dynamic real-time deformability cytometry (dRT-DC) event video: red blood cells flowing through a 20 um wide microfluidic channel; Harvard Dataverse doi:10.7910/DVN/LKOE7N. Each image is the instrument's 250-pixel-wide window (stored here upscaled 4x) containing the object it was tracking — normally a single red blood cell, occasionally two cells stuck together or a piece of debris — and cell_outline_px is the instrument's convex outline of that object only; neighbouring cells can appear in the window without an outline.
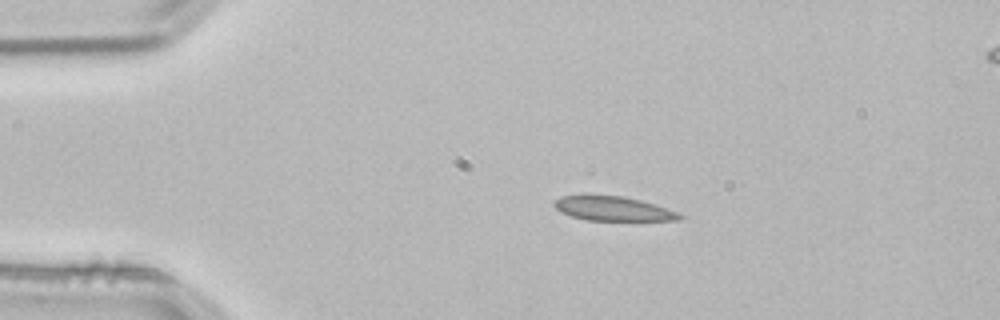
{"species": "common noctule bat (a hibernating species)", "species_latin": "Nyctalus noctula", "temperature_condition": "room temperature", "stored_images_in_passage": 43, "camera_frame_rate_fps": 3000, "um_per_image_px": 0.085, "animal": {"sex": "male", "body_mass_g": 21.5, "forearm_length_mm": 52.0}, "frame": {"image": 1, "passage_image": 1, "time_ms": 0.0, "image_size_px": [1000, 320], "cell_outline_px": [[688, 216], [680, 220], [588, 220], [572, 216], [560, 212], [552, 204], [560, 196], [580, 192], [588, 192], [624, 196], [640, 200], [680, 212]], "centroid_in_image_um": [52.07, 17.68], "position_along_channel_um": 32.9, "area_um2": 18.67}}
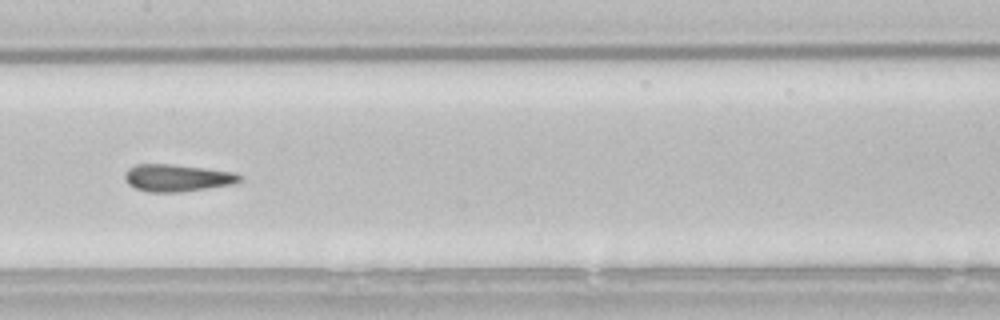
{"frame": {"image": 2, "passage_image": 17, "time_ms": 5.333, "image_size_px": [1000, 320], "cell_outline_px": [[240, 180], [228, 184], [180, 192], [148, 192], [136, 188], [128, 184], [124, 176], [124, 172], [128, 168], [136, 164], [168, 164], [204, 168], [232, 172], [240, 176]], "centroid_in_image_um": [14.95, 15.11], "position_along_channel_um": 192.5, "area_um2": 17.74}}
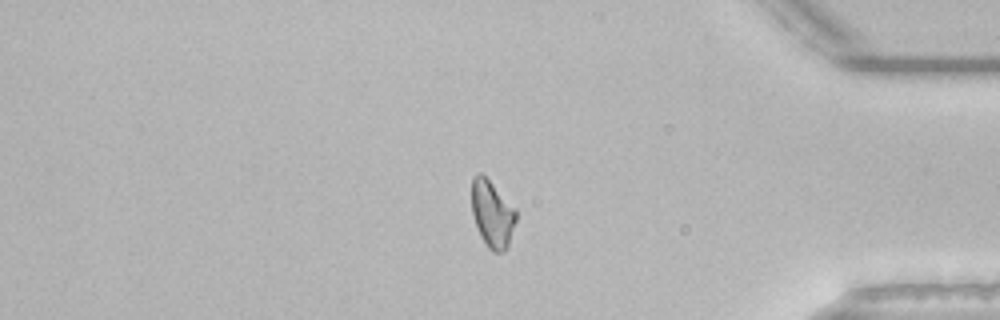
{"frame": {"image": 3, "passage_image": 35, "time_ms": 11.333, "image_size_px": [1000, 320], "cell_outline_px": [[516, 220], [508, 248], [504, 252], [492, 252], [488, 248], [480, 236], [472, 212], [472, 176], [476, 172], [480, 172], [516, 208]], "centroid_in_image_um": [41.84, 18.21], "position_along_channel_um": 393.4, "area_um2": 17.34}, "authors_computed_cell_mechanics": {"area_um2": 17.7446, "velocity_mm_per_s": 3.8344, "shape_relaxation_time_tau1_ms": 9.6332, "shape_relaxation_time_tau2_ms": 1.9291, "deformation_change_tau1": 0.1936, "deformation_change_tau2": 0.0812}}